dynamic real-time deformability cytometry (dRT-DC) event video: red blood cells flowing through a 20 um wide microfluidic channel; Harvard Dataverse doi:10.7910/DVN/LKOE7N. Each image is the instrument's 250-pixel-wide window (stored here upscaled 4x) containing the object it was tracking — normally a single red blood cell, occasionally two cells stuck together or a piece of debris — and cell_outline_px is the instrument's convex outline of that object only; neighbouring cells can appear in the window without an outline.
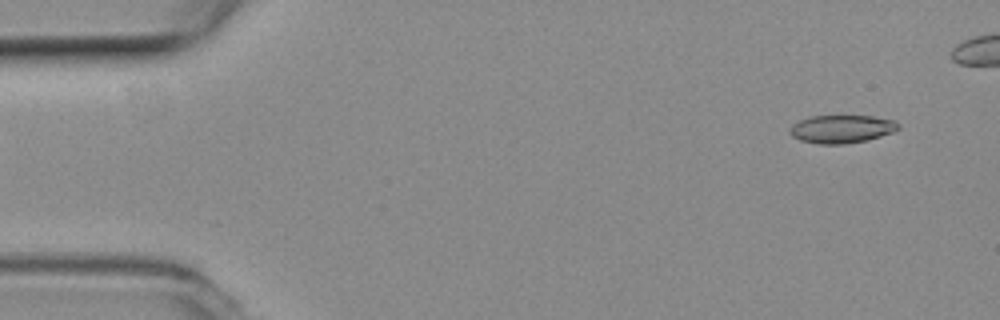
{"species": "common noctule bat (a hibernating species)", "species_latin": "Nyctalus noctula", "temperature_condition": "room temperature", "stored_images_in_passage": 14, "camera_frame_rate_fps": 3000, "um_per_image_px": 0.085, "animal": {"sex": "female", "body_mass_g": 19.3, "forearm_length_mm": 54.1}, "frame": {"image": 1, "passage_image": 1, "time_ms": 0.0, "image_size_px": [1000, 320], "cell_outline_px": [[900, 128], [896, 132], [868, 140], [844, 144], [820, 144], [800, 140], [792, 136], [788, 132], [792, 124], [800, 120], [812, 116], [872, 116], [892, 120], [900, 124]], "centroid_in_image_um": [71.56, 10.97], "position_along_channel_um": 13.4, "area_um2": 17.86}}